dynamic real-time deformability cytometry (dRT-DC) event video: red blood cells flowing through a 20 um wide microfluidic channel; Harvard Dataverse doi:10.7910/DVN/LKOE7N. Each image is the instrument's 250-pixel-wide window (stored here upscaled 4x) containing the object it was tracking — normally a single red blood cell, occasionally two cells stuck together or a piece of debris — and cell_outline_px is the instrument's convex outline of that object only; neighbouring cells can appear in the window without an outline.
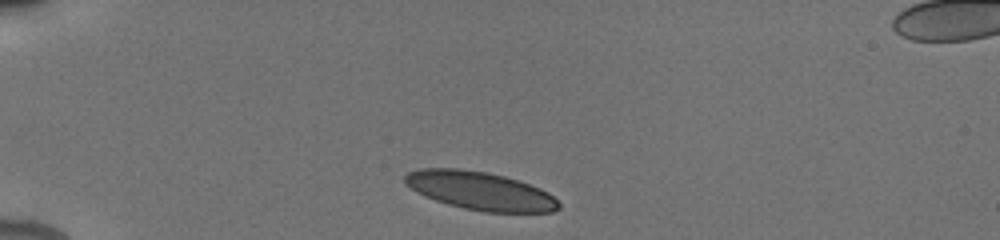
{"species": "human", "species_latin": "Homo sapiens", "temperature_condition": "cold", "stored_images_in_passage": 7, "camera_frame_rate_fps": 3000, "um_per_image_px": 0.085, "donor": {"sex": "male"}, "frame": {"image": 1, "passage_image": 1, "time_ms": 0.0, "image_size_px": [1000, 240], "cell_outline_px": [[560, 208], [552, 212], [484, 212], [464, 208], [448, 204], [424, 196], [416, 192], [404, 184], [404, 176], [408, 172], [420, 168], [460, 168], [488, 172], [504, 176], [540, 188], [548, 192], [560, 204]], "centroid_in_image_um": [40.77, 16.21], "position_along_channel_um": 44.2, "area_um2": 34.33}}
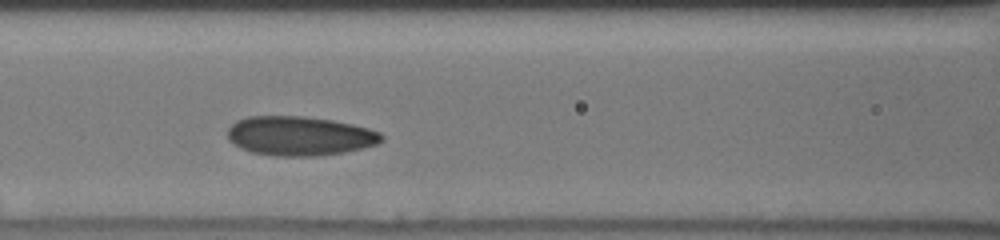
{"frame": {"image": 2, "passage_image": 6, "time_ms": 3.667, "image_size_px": [1000, 240], "cell_outline_px": [[384, 140], [376, 144], [364, 148], [344, 152], [316, 156], [276, 156], [252, 152], [240, 148], [228, 140], [228, 128], [236, 120], [248, 116], [300, 116], [332, 120], [352, 124], [368, 128], [380, 132], [384, 136]], "centroid_in_image_um": [25.47, 11.55], "position_along_channel_um": 141.1, "area_um2": 35.37}}